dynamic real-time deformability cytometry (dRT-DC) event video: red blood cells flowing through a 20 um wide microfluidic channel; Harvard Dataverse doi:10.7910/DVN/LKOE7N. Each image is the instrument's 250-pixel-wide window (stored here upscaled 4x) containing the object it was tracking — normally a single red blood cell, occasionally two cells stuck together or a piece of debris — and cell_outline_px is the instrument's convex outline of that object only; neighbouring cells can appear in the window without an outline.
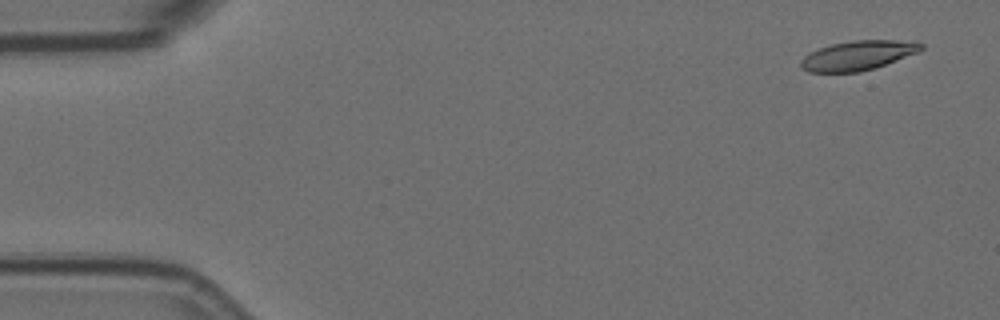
{"species": "Egyptian fruit bat (a non-hibernating species)", "species_latin": "Rousettus aegyptiacus", "temperature_condition": "room temperature", "stored_images_in_passage": 2, "camera_frame_rate_fps": 3000, "um_per_image_px": 0.085, "animal": {"sex": "female"}, "frame": {"image": 1, "passage_image": 2, "time_ms": 0.333, "image_size_px": [1000, 320], "cell_outline_px": [[924, 48], [920, 52], [860, 72], [808, 72], [800, 64], [800, 60], [804, 56], [820, 48], [832, 44], [852, 40], [916, 40], [924, 44]], "centroid_in_image_um": [72.99, 4.69], "position_along_channel_um": 12.0, "area_um2": 20.63}}